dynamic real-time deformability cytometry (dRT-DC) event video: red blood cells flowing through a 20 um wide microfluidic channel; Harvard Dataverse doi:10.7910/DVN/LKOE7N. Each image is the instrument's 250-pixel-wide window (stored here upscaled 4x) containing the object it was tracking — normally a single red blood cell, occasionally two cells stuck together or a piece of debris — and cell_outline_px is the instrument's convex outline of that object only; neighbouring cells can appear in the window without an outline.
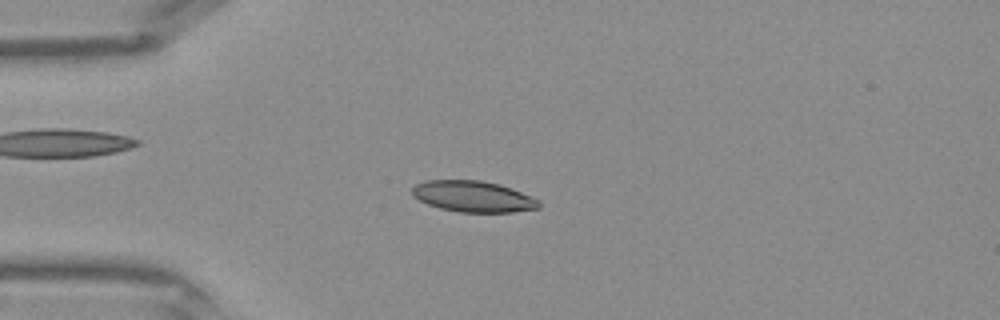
{"species": "Egyptian fruit bat (a non-hibernating species)", "species_latin": "Rousettus aegyptiacus", "temperature_condition": "warm", "stored_images_in_passage": 33, "camera_frame_rate_fps": 3000, "um_per_image_px": 0.085, "frame": {"image": 1, "passage_image": 2, "time_ms": 0.333, "image_size_px": [1000, 320], "cell_outline_px": [[540, 208], [512, 212], [460, 212], [440, 208], [428, 204], [412, 196], [412, 188], [416, 184], [424, 180], [480, 180], [500, 184], [512, 188], [540, 200]], "centroid_in_image_um": [40.23, 16.69], "position_along_channel_um": 44.8, "area_um2": 23.06}}
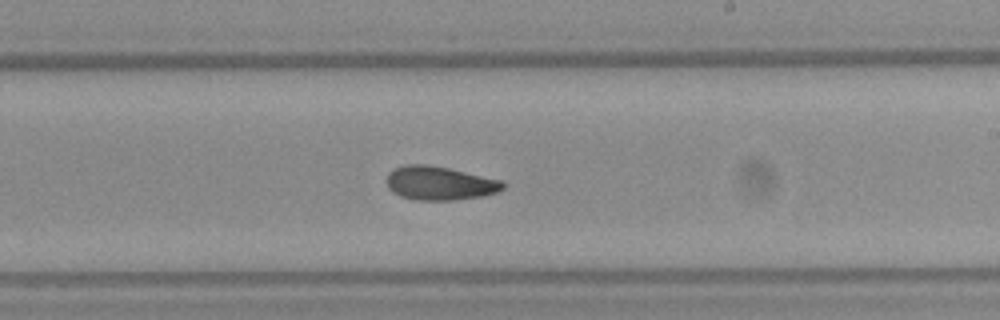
{"frame": {"image": 2, "passage_image": 16, "time_ms": 5.0, "image_size_px": [1000, 320], "cell_outline_px": [[504, 188], [496, 192], [484, 196], [456, 200], [416, 200], [400, 196], [392, 192], [388, 188], [384, 180], [388, 172], [392, 168], [404, 164], [424, 164], [448, 168], [504, 180]], "centroid_in_image_um": [37.32, 15.57], "position_along_channel_um": 251.7, "area_um2": 23.29}}
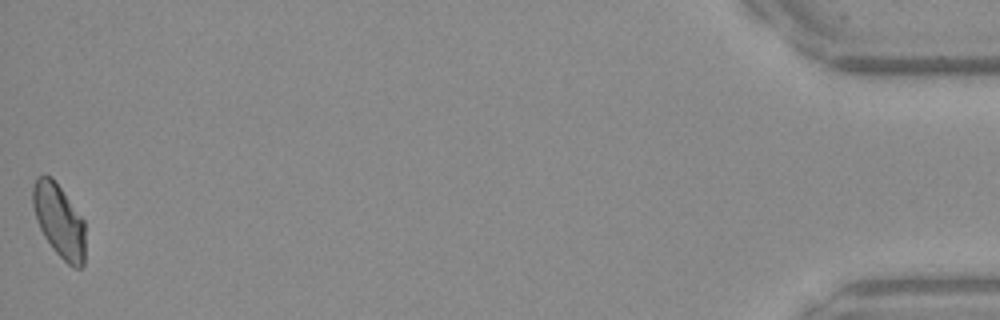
{"frame": {"image": 3, "passage_image": 33, "time_ms": 10.667, "image_size_px": [1000, 320], "cell_outline_px": [[84, 264], [80, 268], [72, 268], [52, 248], [44, 236], [36, 220], [32, 204], [32, 184], [36, 176], [52, 176], [84, 220]], "centroid_in_image_um": [5.0, 18.75], "position_along_channel_um": 430.2, "area_um2": 22.43}}